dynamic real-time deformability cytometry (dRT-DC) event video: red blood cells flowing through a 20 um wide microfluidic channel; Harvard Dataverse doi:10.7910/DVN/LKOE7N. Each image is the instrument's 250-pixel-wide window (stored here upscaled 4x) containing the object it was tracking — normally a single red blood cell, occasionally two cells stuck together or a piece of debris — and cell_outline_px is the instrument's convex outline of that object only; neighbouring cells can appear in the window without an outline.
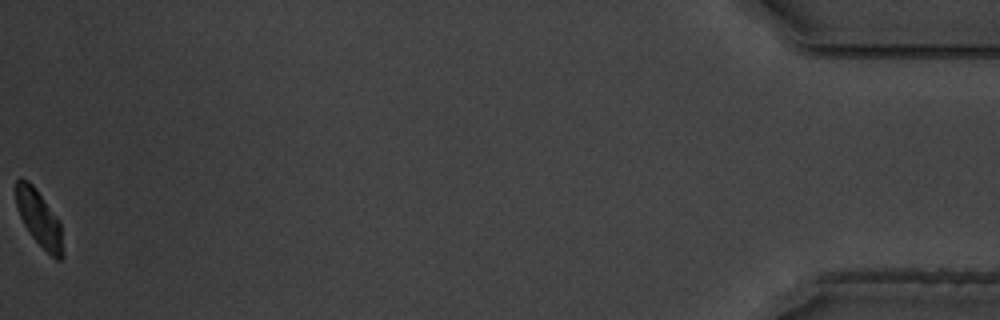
{"species": "common noctule bat (a hibernating species)", "species_latin": "Nyctalus noctula", "temperature_condition": "warm", "stored_images_in_passage": 40, "camera_frame_rate_fps": 3000, "um_per_image_px": 0.085, "animal": {"sex": "male", "body_mass_g": 19.5, "forearm_length_mm": 54.6}, "frame": {"image": 1, "passage_image": 40, "time_ms": 13.0, "image_size_px": [1000, 320], "cell_outline_px": [[64, 256], [60, 260], [56, 260], [32, 236], [24, 224], [16, 208], [16, 180], [20, 176], [28, 180], [36, 188], [60, 220], [64, 252]], "centroid_in_image_um": [3.34, 18.55], "position_along_channel_um": 431.9, "area_um2": 15.49}, "authors_computed_cell_mechanics": {"area_um2": 17.8891, "velocity_mm_per_s": 3.5991, "shape_relaxation_time_tau1_ms": 2.6883, "shape_relaxation_time_tau2_ms": 2.6329, "deformation_change_tau1": 0.1535, "deformation_change_tau2": 0.0801}}